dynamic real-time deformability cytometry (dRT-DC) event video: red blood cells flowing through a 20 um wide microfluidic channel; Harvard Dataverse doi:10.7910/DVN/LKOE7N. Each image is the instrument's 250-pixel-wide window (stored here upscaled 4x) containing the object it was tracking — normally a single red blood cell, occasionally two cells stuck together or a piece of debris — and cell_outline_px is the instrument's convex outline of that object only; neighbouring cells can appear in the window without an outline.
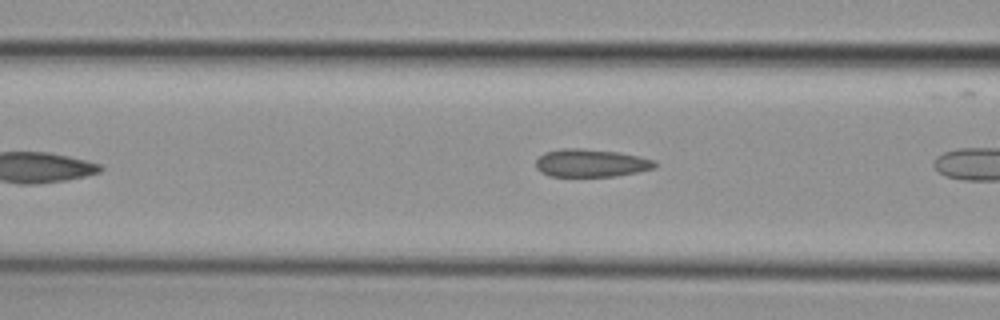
{"species": "common noctule bat (a hibernating species)", "species_latin": "Nyctalus noctula", "temperature_condition": "cold", "stored_images_in_passage": 10, "camera_frame_rate_fps": 3000, "um_per_image_px": 0.085, "animal": {"sex": "female", "body_mass_g": 29.2, "forearm_length_mm": 56.3}, "frame": {"image": 1, "passage_image": 5, "time_ms": 1.333, "image_size_px": [1000, 320], "cell_outline_px": [[656, 168], [616, 176], [548, 176], [540, 172], [536, 168], [536, 160], [544, 152], [560, 148], [580, 148], [620, 152], [652, 160], [656, 164]], "centroid_in_image_um": [50.18, 13.85], "position_along_channel_um": 116.4, "area_um2": 19.31}}
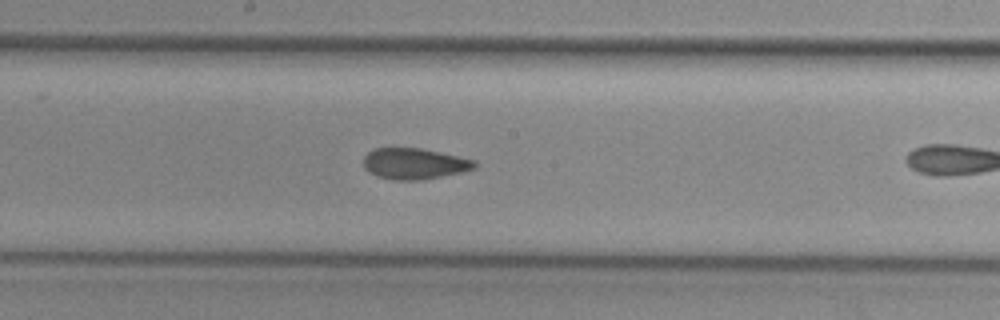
{"frame": {"image": 2, "passage_image": 9, "time_ms": 2.667, "image_size_px": [1000, 320], "cell_outline_px": [[476, 168], [460, 172], [420, 180], [396, 180], [376, 176], [368, 172], [364, 168], [364, 156], [368, 152], [376, 148], [420, 148], [440, 152], [476, 160]], "centroid_in_image_um": [35.2, 13.91], "position_along_channel_um": 213.0, "area_um2": 20.0}}